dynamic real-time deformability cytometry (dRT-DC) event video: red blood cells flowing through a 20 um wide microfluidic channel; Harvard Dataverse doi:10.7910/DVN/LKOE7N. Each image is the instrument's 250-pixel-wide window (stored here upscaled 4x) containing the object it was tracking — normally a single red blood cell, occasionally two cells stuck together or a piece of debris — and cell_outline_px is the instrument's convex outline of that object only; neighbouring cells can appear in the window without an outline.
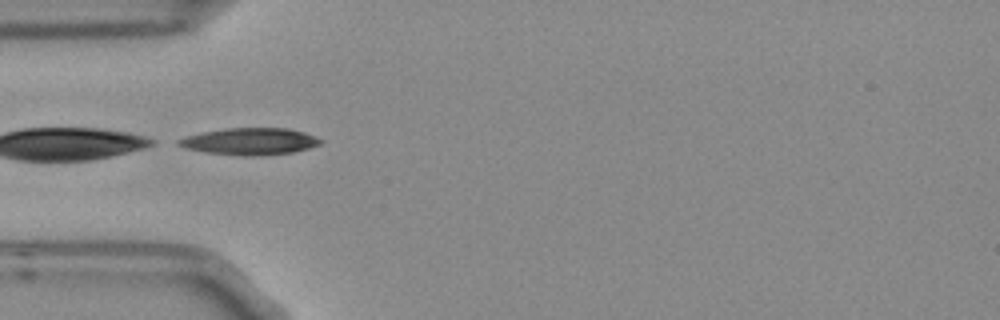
{"species": "Egyptian fruit bat (a non-hibernating species)", "species_latin": "Rousettus aegyptiacus", "temperature_condition": "room temperature", "stored_images_in_passage": 12, "camera_frame_rate_fps": 3000, "um_per_image_px": 0.085, "frame": {"image": 1, "passage_image": 3, "time_ms": 0.667, "image_size_px": [1000, 320], "cell_outline_px": [[324, 140], [320, 144], [308, 148], [292, 152], [256, 156], [240, 156], [208, 152], [184, 148], [176, 144], [176, 140], [184, 136], [204, 132], [228, 128], [288, 128], [304, 132]], "centroid_in_image_um": [21.22, 12.02], "position_along_channel_um": 63.8, "area_um2": 22.2}}
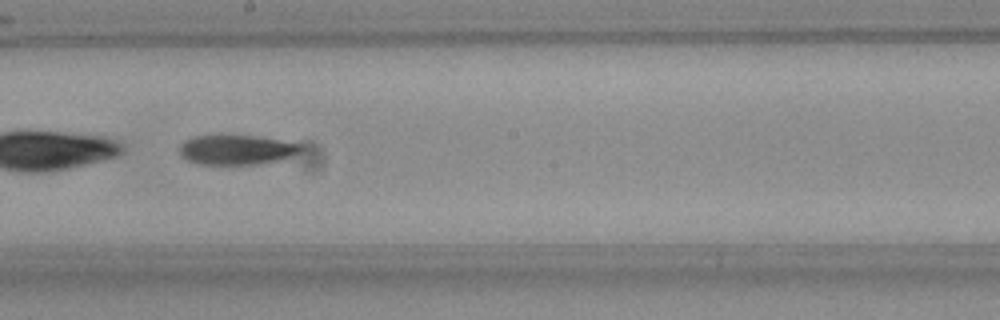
{"frame": {"image": 2, "passage_image": 7, "time_ms": 2.0, "image_size_px": [1000, 320], "cell_outline_px": [[300, 148], [296, 152], [280, 160], [256, 164], [200, 164], [188, 160], [180, 156], [180, 144], [184, 140], [196, 136], [256, 136], [280, 140], [300, 144]], "centroid_in_image_um": [20.03, 12.73], "position_along_channel_um": 228.2, "area_um2": 20.52}}